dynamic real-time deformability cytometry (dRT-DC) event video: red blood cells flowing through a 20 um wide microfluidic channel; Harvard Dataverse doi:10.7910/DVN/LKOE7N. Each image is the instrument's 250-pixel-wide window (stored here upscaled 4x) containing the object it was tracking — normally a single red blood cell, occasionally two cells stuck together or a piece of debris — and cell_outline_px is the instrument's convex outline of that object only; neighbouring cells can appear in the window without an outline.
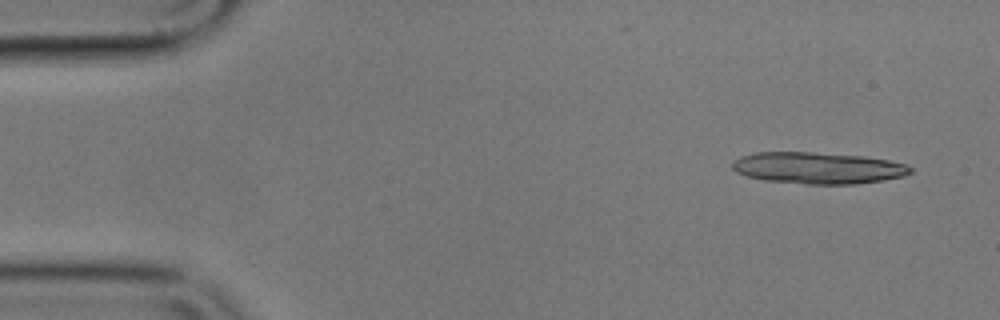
{"species": "common noctule bat (a hibernating species)", "species_latin": "Nyctalus noctula", "temperature_condition": "cold", "stored_images_in_passage": 13, "camera_frame_rate_fps": 3000, "um_per_image_px": 0.085, "animal": {"sex": "male", "body_mass_g": 17.9}, "frame": {"image": 1, "passage_image": 3, "time_ms": 0.667, "image_size_px": [1000, 320], "cell_outline_px": [[912, 172], [904, 176], [856, 184], [808, 184], [764, 180], [748, 176], [736, 172], [732, 168], [732, 160], [740, 156], [756, 152], [812, 152], [864, 156], [888, 160], [904, 164], [912, 168]], "centroid_in_image_um": [69.49, 14.27], "position_along_channel_um": 15.5, "area_um2": 32.71}}